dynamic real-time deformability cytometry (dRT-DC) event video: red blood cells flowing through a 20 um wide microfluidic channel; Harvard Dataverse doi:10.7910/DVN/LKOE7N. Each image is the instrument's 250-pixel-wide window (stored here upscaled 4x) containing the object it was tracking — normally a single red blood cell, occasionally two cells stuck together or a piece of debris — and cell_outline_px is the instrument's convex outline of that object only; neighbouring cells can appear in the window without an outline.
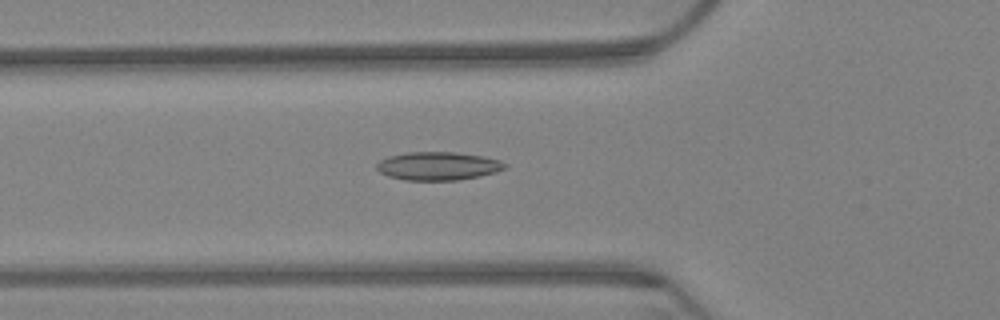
{"species": "Egyptian fruit bat (a non-hibernating species)", "species_latin": "Rousettus aegyptiacus", "temperature_condition": "warm", "stored_images_in_passage": 64, "camera_frame_rate_fps": 3000, "um_per_image_px": 0.085, "animal": {"sex": "female"}, "frame": {"image": 1, "passage_image": 23, "time_ms": 7.333, "image_size_px": [1000, 320], "cell_outline_px": [[508, 168], [496, 172], [480, 176], [460, 180], [404, 180], [388, 176], [380, 172], [376, 168], [376, 164], [380, 160], [388, 156], [408, 152], [452, 152], [484, 156], [500, 160], [508, 164]], "centroid_in_image_um": [37.26, 14.11], "position_along_channel_um": 88.5, "area_um2": 21.33}}
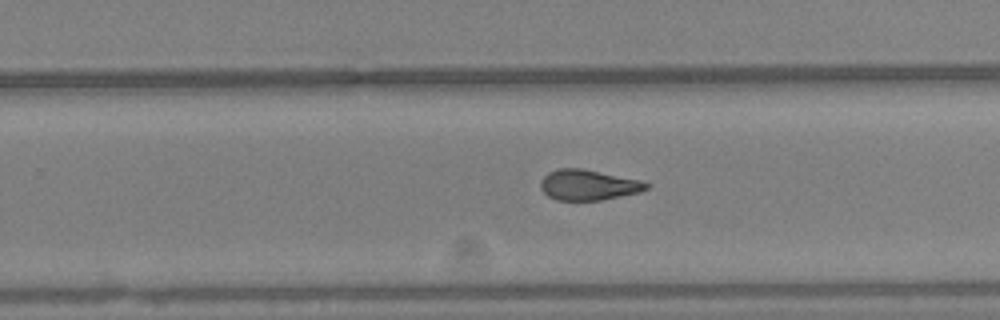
{"frame": {"image": 2, "passage_image": 41, "time_ms": 13.333, "image_size_px": [1000, 320], "cell_outline_px": [[652, 184], [648, 188], [640, 192], [600, 200], [556, 200], [548, 196], [540, 188], [540, 180], [548, 172], [560, 168], [580, 168], [636, 180]], "centroid_in_image_um": [49.95, 15.73], "position_along_channel_um": 279.8, "area_um2": 18.5}}
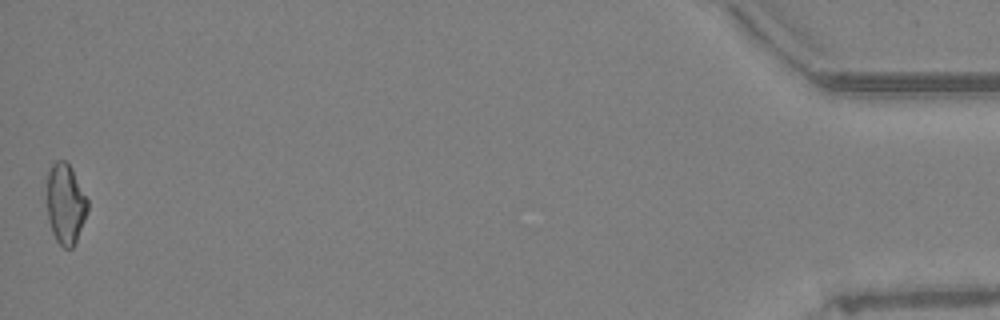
{"frame": {"image": 3, "passage_image": 64, "time_ms": 21.0, "image_size_px": [1000, 320], "cell_outline_px": [[88, 212], [76, 240], [72, 248], [64, 248], [56, 240], [52, 232], [48, 220], [48, 172], [52, 164], [56, 160], [64, 160], [72, 168], [88, 200]], "centroid_in_image_um": [5.58, 17.33], "position_along_channel_um": 429.6, "area_um2": 18.9}, "authors_computed_cell_mechanics": {"area_um2": 19.363, "velocity_mm_per_s": 3.19, "shape_relaxation_time_tau1_ms": null, "shape_relaxation_time_tau2_ms": 3.2908, "deformation_change_tau1": null, "deformation_change_tau2": 0.0934}}